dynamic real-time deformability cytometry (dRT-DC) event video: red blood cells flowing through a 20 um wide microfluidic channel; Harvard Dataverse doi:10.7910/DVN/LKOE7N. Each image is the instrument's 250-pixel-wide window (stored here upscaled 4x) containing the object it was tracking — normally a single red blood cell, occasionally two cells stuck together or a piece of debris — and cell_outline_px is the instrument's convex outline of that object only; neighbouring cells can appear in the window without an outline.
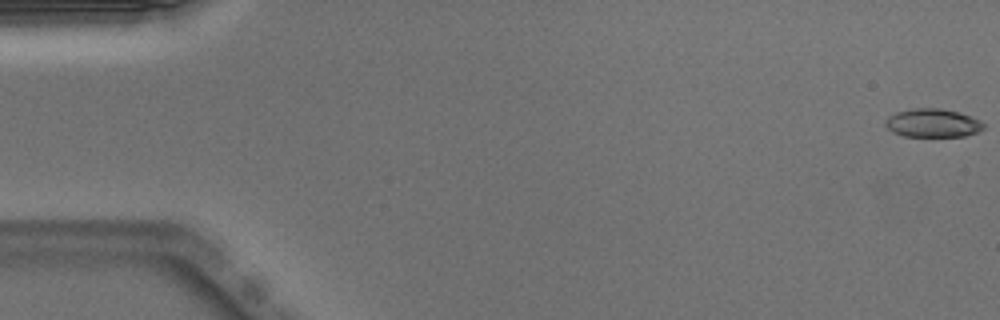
{"species": "Egyptian fruit bat (a non-hibernating species)", "species_latin": "Rousettus aegyptiacus", "temperature_condition": "warm", "stored_images_in_passage": 11, "camera_frame_rate_fps": 3000, "um_per_image_px": 0.085, "animal": {"sex": "male"}, "frame": {"image": 1, "passage_image": 1, "time_ms": 0.0, "image_size_px": [1000, 320], "cell_outline_px": [[984, 128], [980, 132], [964, 136], [904, 136], [892, 132], [884, 124], [884, 120], [888, 116], [896, 112], [912, 108], [940, 108], [960, 112], [972, 116], [980, 120], [984, 124]], "centroid_in_image_um": [79.29, 10.45], "position_along_channel_um": 5.7, "area_um2": 16.53}}